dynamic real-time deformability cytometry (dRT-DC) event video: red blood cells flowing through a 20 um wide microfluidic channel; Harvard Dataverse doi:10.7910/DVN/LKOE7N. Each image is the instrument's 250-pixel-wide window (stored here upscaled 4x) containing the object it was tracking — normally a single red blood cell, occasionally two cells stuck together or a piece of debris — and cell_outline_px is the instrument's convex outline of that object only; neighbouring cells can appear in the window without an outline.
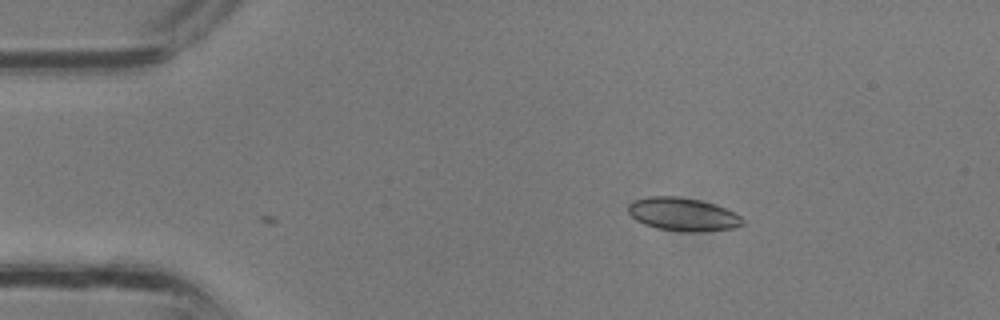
{"species": "common noctule bat (a hibernating species)", "species_latin": "Nyctalus noctula", "temperature_condition": "room temperature", "stored_images_in_passage": 2, "camera_frame_rate_fps": 3000, "um_per_image_px": 0.085, "animal": {"sex": "male", "body_mass_g": 13.3}, "frame": {"image": 1, "passage_image": 1, "time_ms": 0.0, "image_size_px": [1000, 320], "cell_outline_px": [[744, 224], [732, 228], [696, 232], [688, 232], [656, 228], [644, 224], [636, 220], [628, 212], [628, 204], [632, 200], [648, 196], [680, 196], [700, 200], [736, 212], [744, 220]], "centroid_in_image_um": [58.02, 18.21], "position_along_channel_um": 27.0, "area_um2": 22.2}}